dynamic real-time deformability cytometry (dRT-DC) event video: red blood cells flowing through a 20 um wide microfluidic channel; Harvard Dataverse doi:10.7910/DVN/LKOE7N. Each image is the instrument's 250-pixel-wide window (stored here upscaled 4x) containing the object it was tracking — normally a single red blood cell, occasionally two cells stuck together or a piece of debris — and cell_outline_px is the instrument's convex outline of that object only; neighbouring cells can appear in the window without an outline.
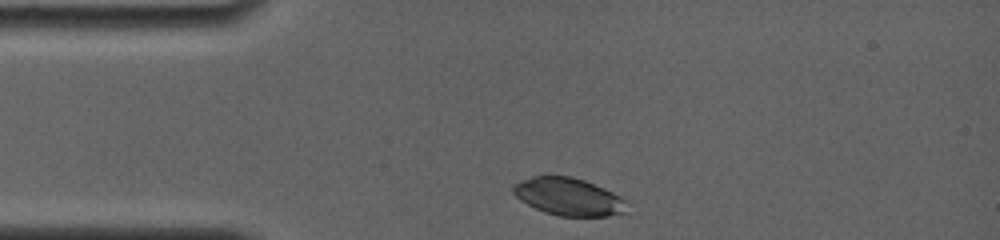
{"species": "common noctule bat (a hibernating species)", "species_latin": "Nyctalus noctula", "temperature_condition": "room temperature", "stored_images_in_passage": 2, "camera_frame_rate_fps": 4000, "um_per_image_px": 0.085, "animal": {"sex": "female", "body_mass_g": 19.0, "forearm_length_mm": 56.7}, "frame": {"image": 1, "passage_image": 1, "time_ms": 0.0, "image_size_px": [1000, 240], "cell_outline_px": [[624, 212], [608, 216], [560, 216], [544, 212], [520, 200], [512, 192], [512, 184], [520, 180], [532, 176], [572, 176], [584, 180], [604, 188], [620, 196], [624, 200]], "centroid_in_image_um": [48.26, 16.7], "position_along_channel_um": 36.7, "area_um2": 24.68}}